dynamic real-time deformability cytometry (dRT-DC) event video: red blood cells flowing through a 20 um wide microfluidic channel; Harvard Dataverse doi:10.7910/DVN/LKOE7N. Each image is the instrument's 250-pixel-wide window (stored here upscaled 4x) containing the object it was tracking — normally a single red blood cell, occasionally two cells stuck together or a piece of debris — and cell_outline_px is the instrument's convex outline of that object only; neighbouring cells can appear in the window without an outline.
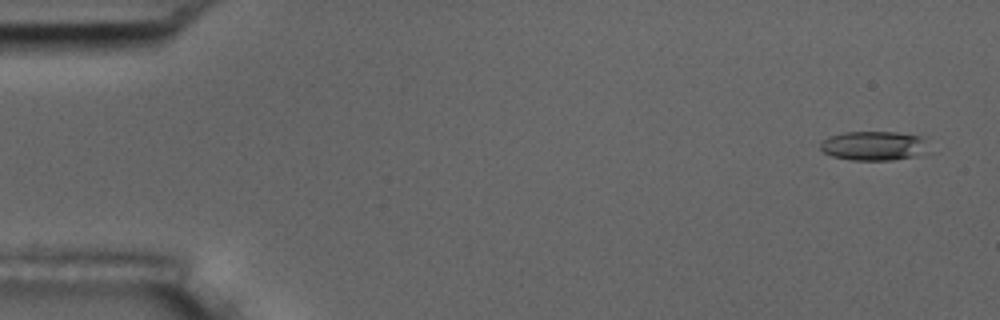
{"species": "common noctule bat (a hibernating species)", "species_latin": "Nyctalus noctula", "temperature_condition": "room temperature", "stored_images_in_passage": 9, "camera_frame_rate_fps": 3000, "um_per_image_px": 0.085, "animal": {"sex": "male", "body_mass_g": 17.5, "forearm_length_mm": 52.3}, "frame": {"image": 1, "passage_image": 2, "time_ms": 0.333, "image_size_px": [1000, 320], "cell_outline_px": [[932, 152], [892, 160], [852, 160], [832, 156], [824, 152], [820, 148], [820, 144], [828, 136], [844, 132], [896, 132], [920, 136], [924, 140]], "centroid_in_image_um": [74.3, 12.39], "position_along_channel_um": 10.7, "area_um2": 18.55}}